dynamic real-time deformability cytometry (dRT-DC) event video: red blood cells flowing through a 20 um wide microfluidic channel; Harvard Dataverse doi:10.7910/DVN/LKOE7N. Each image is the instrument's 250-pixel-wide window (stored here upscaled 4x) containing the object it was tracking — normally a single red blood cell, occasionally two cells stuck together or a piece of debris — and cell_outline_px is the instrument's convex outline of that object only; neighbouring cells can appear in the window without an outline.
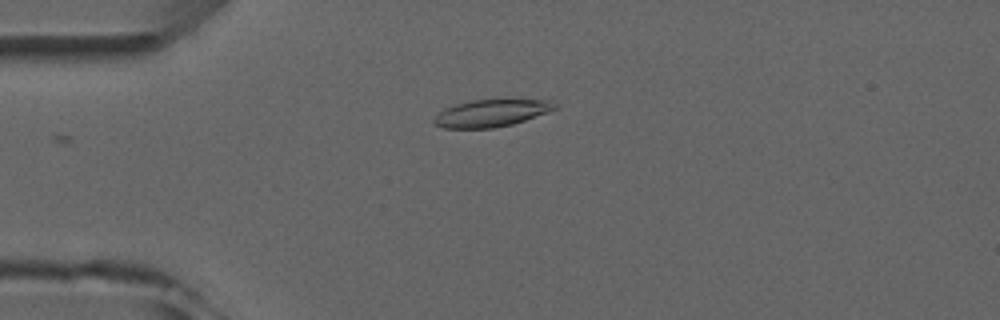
{"species": "common noctule bat (a hibernating species)", "species_latin": "Nyctalus noctula", "temperature_condition": "room temperature", "stored_images_in_passage": 5, "camera_frame_rate_fps": 3000, "um_per_image_px": 0.085, "animal": {"sex": "male", "forearm_length_mm": 52.5}, "frame": {"image": 1, "passage_image": 5, "time_ms": 4.333, "image_size_px": [1000, 320], "cell_outline_px": [[556, 108], [548, 112], [512, 124], [492, 128], [444, 128], [432, 124], [432, 120], [444, 108], [456, 104], [472, 100], [552, 100], [556, 104]], "centroid_in_image_um": [41.72, 9.62], "position_along_channel_um": 43.3, "area_um2": 18.96}}